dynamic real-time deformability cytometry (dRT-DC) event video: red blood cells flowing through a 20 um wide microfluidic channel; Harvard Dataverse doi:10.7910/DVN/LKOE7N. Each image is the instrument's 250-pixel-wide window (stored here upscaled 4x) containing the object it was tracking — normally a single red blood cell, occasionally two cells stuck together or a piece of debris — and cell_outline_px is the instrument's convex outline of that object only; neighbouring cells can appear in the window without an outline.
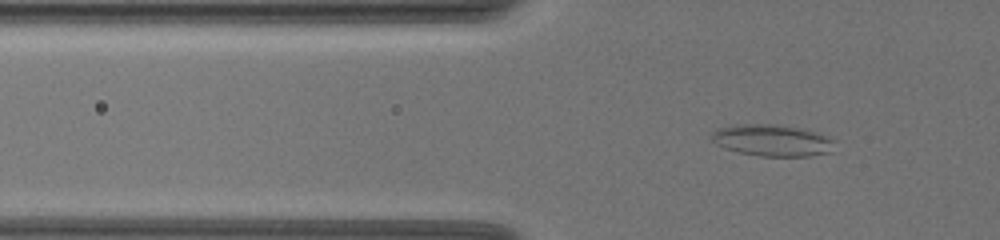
{"species": "common noctule bat (a hibernating species)", "species_latin": "Nyctalus noctula", "temperature_condition": "warm", "stored_images_in_passage": 62, "camera_frame_rate_fps": 3000, "um_per_image_px": 0.085, "animal": {"sex": "female", "body_mass_g": 19.5, "forearm_length_mm": 54.1}, "frame": {"image": 1, "passage_image": 24, "time_ms": 7.667, "image_size_px": [1000, 240], "cell_outline_px": [[832, 140], [828, 152], [812, 156], [760, 156], [740, 152], [724, 148], [716, 144], [712, 140], [712, 132], [720, 128], [732, 124], [776, 124], [800, 128], [824, 136]], "centroid_in_image_um": [65.54, 11.92], "position_along_channel_um": 60.3, "area_um2": 22.2}}
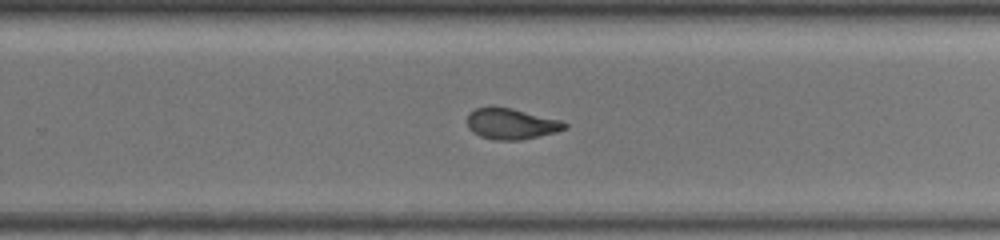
{"frame": {"image": 2, "passage_image": 44, "time_ms": 14.333, "image_size_px": [1000, 240], "cell_outline_px": [[568, 128], [556, 132], [520, 140], [492, 140], [480, 136], [472, 132], [468, 128], [468, 112], [476, 108], [512, 108], [560, 120], [568, 124]], "centroid_in_image_um": [43.46, 10.54], "position_along_channel_um": 286.3, "area_um2": 17.4}}
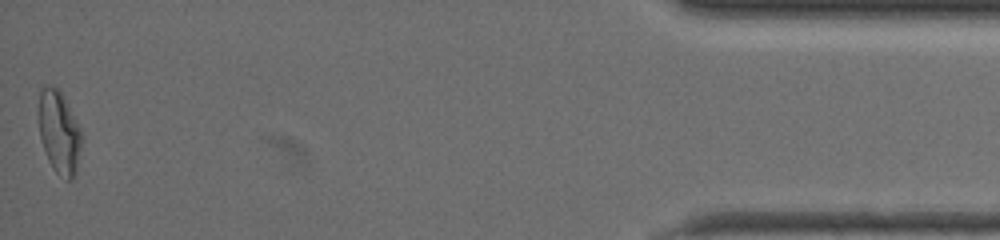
{"frame": {"image": 3, "passage_image": 62, "time_ms": 20.333, "image_size_px": [1000, 240], "cell_outline_px": [[84, 136], [76, 176], [72, 180], [64, 180], [52, 168], [48, 160], [40, 136], [36, 112], [40, 88], [44, 84], [60, 88]], "centroid_in_image_um": [5.03, 11.22], "position_along_channel_um": 430.2, "area_um2": 21.79}, "authors_computed_cell_mechanics": {"area_um2": 19.652, "velocity_mm_per_s": 3.6434, "shape_relaxation_time_tau1_ms": null, "shape_relaxation_time_tau2_ms": 1.8344, "deformation_change_tau1": null, "deformation_change_tau2": 0.0812}}